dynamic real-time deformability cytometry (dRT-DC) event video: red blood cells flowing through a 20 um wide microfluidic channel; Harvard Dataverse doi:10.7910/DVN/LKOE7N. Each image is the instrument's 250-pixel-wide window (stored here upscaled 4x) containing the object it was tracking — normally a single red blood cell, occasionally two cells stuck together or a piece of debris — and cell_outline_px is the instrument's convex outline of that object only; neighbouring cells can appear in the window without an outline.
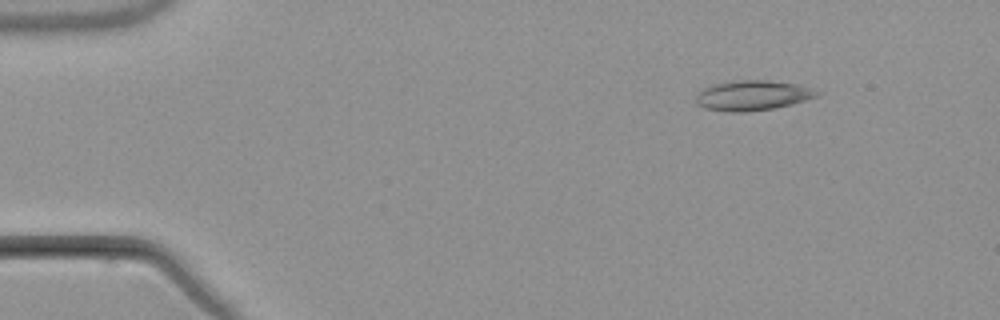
{"species": "common noctule bat (a hibernating species)", "species_latin": "Nyctalus noctula", "temperature_condition": "warm", "stored_images_in_passage": 5, "camera_frame_rate_fps": 3000, "um_per_image_px": 0.085, "animal": {"sex": "male", "body_mass_g": 21.5, "forearm_length_mm": 52.0}, "frame": {"image": 1, "passage_image": 5, "time_ms": 6.0, "image_size_px": [1000, 320], "cell_outline_px": [[820, 96], [792, 104], [772, 108], [744, 112], [732, 112], [704, 108], [696, 104], [696, 96], [704, 88], [712, 84], [732, 80], [768, 80], [796, 84], [820, 92]], "centroid_in_image_um": [63.95, 8.11], "position_along_channel_um": 21.1, "area_um2": 21.1}}